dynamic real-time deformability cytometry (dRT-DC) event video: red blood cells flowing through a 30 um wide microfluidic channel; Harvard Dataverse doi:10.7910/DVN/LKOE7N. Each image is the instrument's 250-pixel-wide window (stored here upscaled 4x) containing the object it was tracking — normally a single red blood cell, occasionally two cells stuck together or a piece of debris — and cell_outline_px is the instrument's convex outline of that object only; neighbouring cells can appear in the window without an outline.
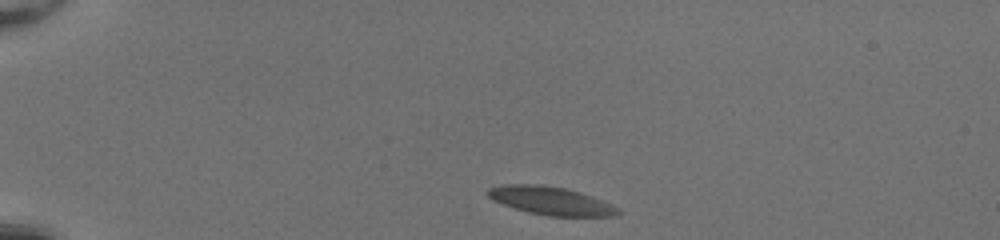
{"species": "common noctule bat (a hibernating species)", "species_latin": "Nyctalus noctula", "temperature_condition": "room temperature", "stored_images_in_passage": 41, "camera_frame_rate_fps": 3000, "um_per_image_px": 0.085, "animal": {"sex": "female", "body_mass_g": 20.0, "forearm_length_mm": 54.0}, "frame": {"image": 1, "passage_image": 1, "time_ms": 0.0, "image_size_px": [1000, 240], "cell_outline_px": [[620, 212], [612, 216], [548, 216], [528, 212], [492, 200], [484, 192], [488, 188], [504, 184], [540, 184], [564, 188], [580, 192], [592, 196], [612, 204], [620, 208]], "centroid_in_image_um": [46.8, 17.05], "position_along_channel_um": 38.2, "area_um2": 21.39}}
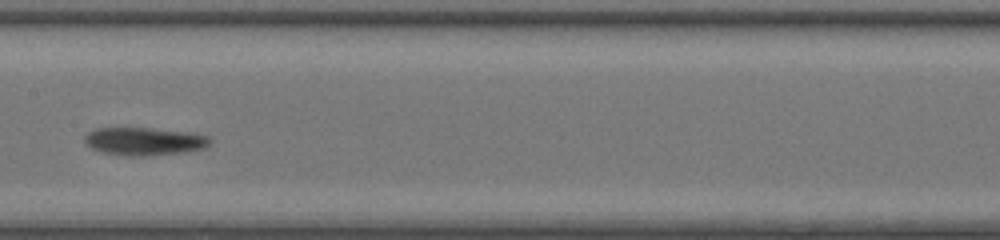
{"frame": {"image": 2, "passage_image": 18, "time_ms": 5.667, "image_size_px": [1000, 240], "cell_outline_px": [[212, 140], [204, 148], [184, 152], [148, 156], [128, 156], [104, 152], [92, 148], [84, 140], [84, 136], [88, 132], [96, 128], [152, 128], [192, 132], [208, 136]], "centroid_in_image_um": [12.29, 12.0], "position_along_channel_um": 195.1, "area_um2": 20.4}}
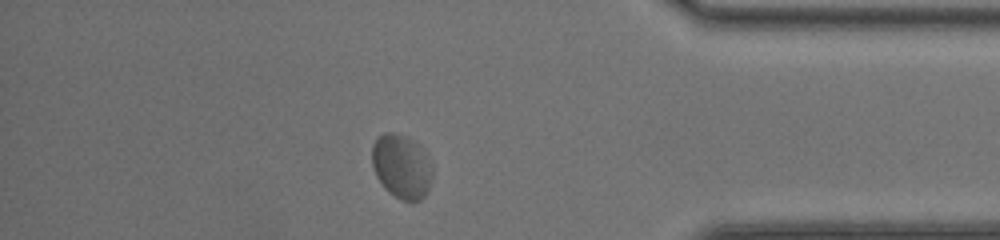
{"frame": {"image": 3, "passage_image": 35, "time_ms": 11.333, "image_size_px": [1000, 240], "cell_outline_px": [[432, 176], [428, 192], [420, 200], [412, 204], [400, 200], [388, 192], [384, 188], [376, 176], [372, 164], [372, 144], [376, 136], [384, 132], [392, 132], [408, 136], [424, 152], [432, 168]], "centroid_in_image_um": [34.11, 14.18], "position_along_channel_um": 401.1, "area_um2": 22.95}, "authors_computed_cell_mechanics": {"area_um2": 20.9814, "velocity_mm_per_s": 4.0084, "shape_relaxation_time_tau1_ms": 10.8829, "shape_relaxation_time_tau2_ms": 1.017, "deformation_change_tau1": 0.2448, "deformation_change_tau2": 0.0338}}